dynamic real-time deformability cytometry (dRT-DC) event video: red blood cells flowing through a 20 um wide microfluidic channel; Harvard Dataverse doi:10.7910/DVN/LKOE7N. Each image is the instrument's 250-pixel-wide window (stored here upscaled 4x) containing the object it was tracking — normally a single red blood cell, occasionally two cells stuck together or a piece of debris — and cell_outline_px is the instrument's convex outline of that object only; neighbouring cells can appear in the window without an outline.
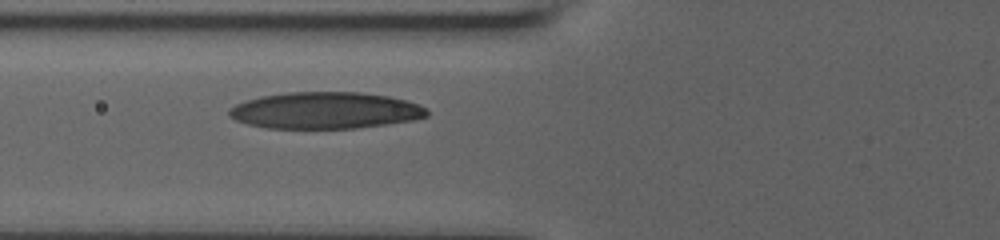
{"species": "human", "species_latin": "Homo sapiens", "temperature_condition": "room temperature", "stored_images_in_passage": 2, "camera_frame_rate_fps": 3000, "um_per_image_px": 0.085, "donor": {"sex": "male"}, "frame": {"image": 1, "passage_image": 2, "time_ms": 0.667, "image_size_px": [1000, 240], "cell_outline_px": [[428, 116], [412, 120], [356, 128], [268, 128], [248, 124], [236, 120], [228, 116], [228, 108], [236, 104], [260, 96], [288, 92], [360, 92], [388, 96], [404, 100], [428, 108]], "centroid_in_image_um": [27.62, 9.38], "position_along_channel_um": 98.2, "area_um2": 42.08}}